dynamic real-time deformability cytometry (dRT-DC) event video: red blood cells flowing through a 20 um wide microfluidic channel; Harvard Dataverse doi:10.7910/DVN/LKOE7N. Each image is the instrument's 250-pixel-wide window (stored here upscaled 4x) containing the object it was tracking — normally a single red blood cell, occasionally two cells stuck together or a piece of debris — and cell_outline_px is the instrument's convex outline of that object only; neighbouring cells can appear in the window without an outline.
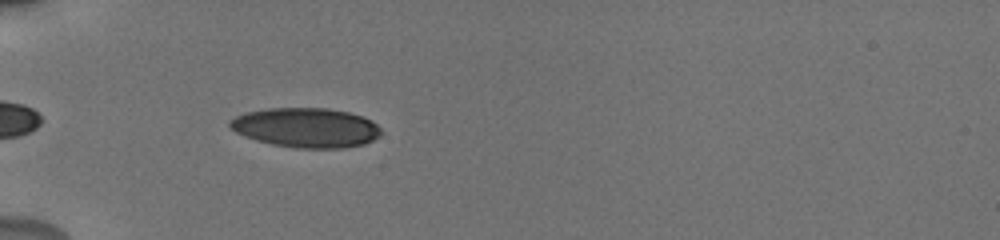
{"species": "human", "species_latin": "Homo sapiens", "temperature_condition": "cold", "stored_images_in_passage": 38, "camera_frame_rate_fps": 3000, "um_per_image_px": 0.085, "donor": {"sex": "male"}, "frame": {"image": 1, "passage_image": 4, "time_ms": 1.0, "image_size_px": [1000, 240], "cell_outline_px": [[380, 136], [364, 144], [344, 148], [296, 148], [272, 144], [256, 140], [244, 136], [236, 132], [228, 124], [228, 120], [236, 116], [248, 112], [268, 108], [328, 108], [348, 112], [372, 120], [380, 128]], "centroid_in_image_um": [26.01, 10.85], "position_along_channel_um": 59.0, "area_um2": 34.85}}
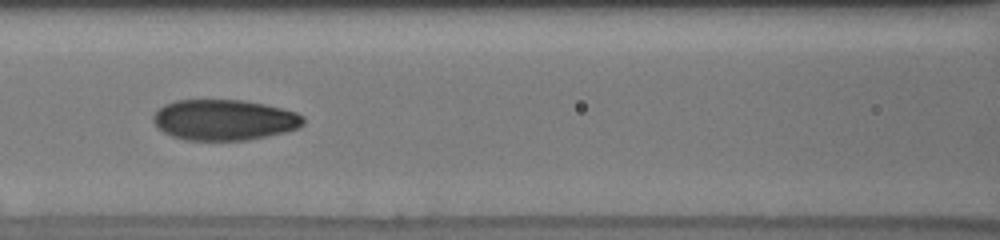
{"frame": {"image": 2, "passage_image": 12, "time_ms": 3.667, "image_size_px": [1000, 240], "cell_outline_px": [[304, 124], [300, 128], [268, 136], [248, 140], [184, 140], [172, 136], [164, 132], [152, 120], [152, 116], [164, 104], [176, 100], [244, 100], [264, 104], [296, 112], [304, 116]], "centroid_in_image_um": [19.07, 10.19], "position_along_channel_um": 147.5, "area_um2": 35.66}}
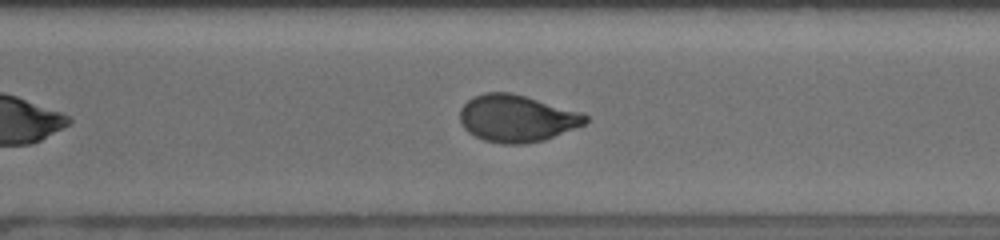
{"frame": {"image": 3, "passage_image": 26, "time_ms": 8.333, "image_size_px": [1000, 240], "cell_outline_px": [[588, 120], [584, 124], [544, 140], [524, 144], [504, 144], [484, 140], [468, 132], [464, 128], [460, 120], [460, 108], [468, 100], [484, 92], [512, 92], [584, 112], [588, 116]], "centroid_in_image_um": [43.94, 10.05], "position_along_channel_um": 326.7, "area_um2": 34.51}, "authors_computed_cell_mechanics": {"area_um2": 35.258, "velocity_mm_per_s": 3.8459, "shape_relaxation_time_tau1_ms": 5.1449, "shape_relaxation_time_tau2_ms": 1.0829, "deformation_change_tau1": 0.1897, "deformation_change_tau2": 0.0542}}